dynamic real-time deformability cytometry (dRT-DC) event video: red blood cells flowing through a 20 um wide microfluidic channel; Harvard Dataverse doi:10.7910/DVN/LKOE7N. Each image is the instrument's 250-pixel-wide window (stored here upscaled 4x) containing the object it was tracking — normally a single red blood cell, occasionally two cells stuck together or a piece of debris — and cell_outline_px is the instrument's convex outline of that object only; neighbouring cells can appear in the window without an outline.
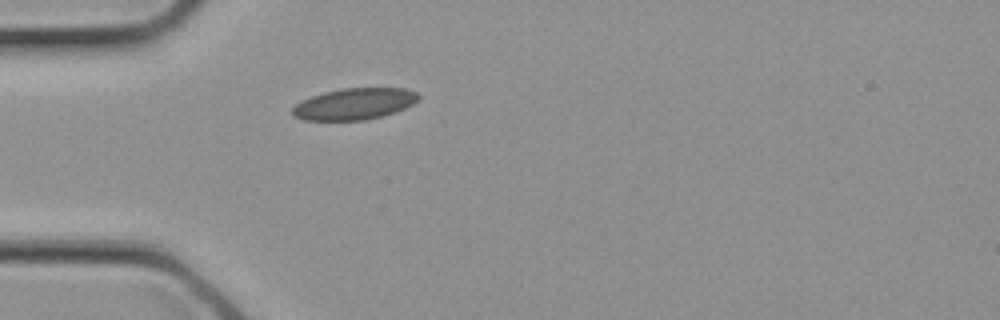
{"species": "common noctule bat (a hibernating species)", "species_latin": "Nyctalus noctula", "temperature_condition": "cold", "stored_images_in_passage": 10, "camera_frame_rate_fps": 3000, "um_per_image_px": 0.085, "animal": {"sex": "female", "body_mass_g": 21.9}, "frame": {"image": 1, "passage_image": 1, "time_ms": 0.0, "image_size_px": [1000, 320], "cell_outline_px": [[420, 96], [412, 104], [396, 112], [364, 120], [304, 120], [292, 116], [292, 108], [296, 104], [312, 96], [324, 92], [340, 88], [404, 88], [416, 92]], "centroid_in_image_um": [30.1, 8.83], "position_along_channel_um": 54.9, "area_um2": 22.95}}
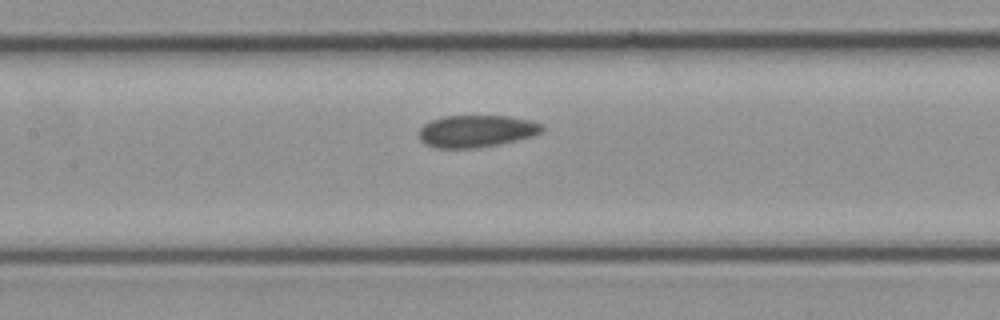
{"frame": {"image": 2, "passage_image": 6, "time_ms": 1.667, "image_size_px": [1000, 320], "cell_outline_px": [[544, 132], [532, 136], [500, 144], [476, 148], [436, 148], [424, 144], [420, 140], [420, 128], [424, 124], [432, 120], [444, 116], [508, 116], [532, 120], [544, 124]], "centroid_in_image_um": [40.53, 11.15], "position_along_channel_um": 166.9, "area_um2": 23.24}}
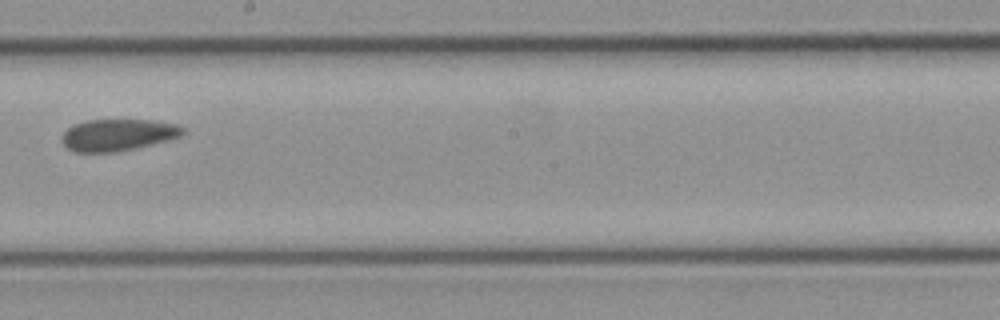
{"frame": {"image": 3, "passage_image": 9, "time_ms": 2.667, "image_size_px": [1000, 320], "cell_outline_px": [[188, 132], [180, 136], [168, 140], [136, 148], [116, 152], [72, 152], [60, 140], [60, 136], [72, 124], [88, 120], [156, 120], [180, 124]], "centroid_in_image_um": [10.04, 11.46], "position_along_channel_um": 238.2, "area_um2": 22.77}}